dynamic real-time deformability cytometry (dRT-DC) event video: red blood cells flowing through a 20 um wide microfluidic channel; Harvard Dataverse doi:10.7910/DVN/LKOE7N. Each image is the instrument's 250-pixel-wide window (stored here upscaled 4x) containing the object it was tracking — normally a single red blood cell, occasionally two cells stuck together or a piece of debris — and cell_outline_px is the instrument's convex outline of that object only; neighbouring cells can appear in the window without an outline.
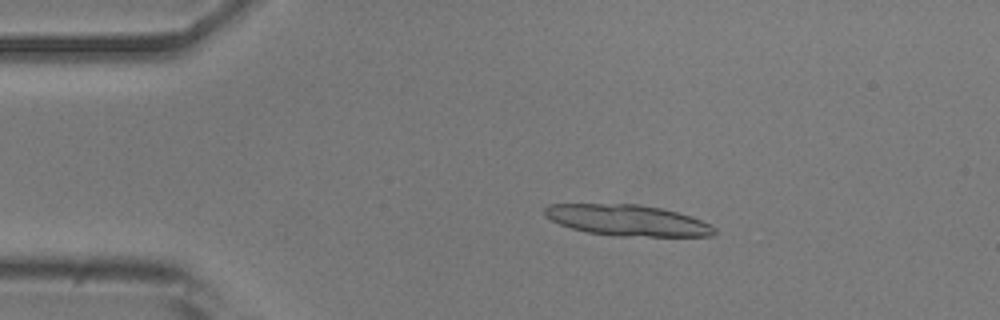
{"species": "common noctule bat (a hibernating species)", "species_latin": "Nyctalus noctula", "temperature_condition": "room temperature", "stored_images_in_passage": 22, "camera_frame_rate_fps": 3000, "um_per_image_px": 0.085, "animal": {"sex": "male", "body_mass_g": 20.5, "forearm_length_mm": 52.5}, "frame": {"image": 1, "passage_image": 10, "time_ms": 3.0, "image_size_px": [1000, 320], "cell_outline_px": [[716, 232], [712, 236], [616, 236], [588, 232], [572, 228], [560, 224], [544, 216], [544, 208], [548, 204], [640, 204], [660, 208], [692, 216], [716, 228]], "centroid_in_image_um": [53.32, 18.72], "position_along_channel_um": 31.7, "area_um2": 30.58}}